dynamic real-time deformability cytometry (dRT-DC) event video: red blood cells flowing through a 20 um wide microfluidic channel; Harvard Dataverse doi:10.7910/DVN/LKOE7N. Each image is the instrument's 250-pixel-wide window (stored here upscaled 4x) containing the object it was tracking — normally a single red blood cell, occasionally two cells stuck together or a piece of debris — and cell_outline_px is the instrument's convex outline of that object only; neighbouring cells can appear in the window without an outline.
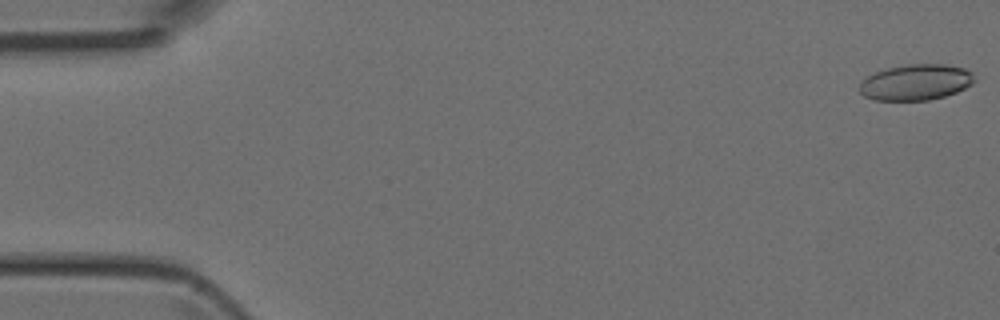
{"species": "Egyptian fruit bat (a non-hibernating species)", "species_latin": "Rousettus aegyptiacus", "temperature_condition": "room temperature", "stored_images_in_passage": 47, "camera_frame_rate_fps": 3000, "um_per_image_px": 0.085, "animal": {"sex": "female"}, "frame": {"image": 1, "passage_image": 1, "time_ms": 0.0, "image_size_px": [1000, 320], "cell_outline_px": [[976, 80], [972, 84], [956, 92], [944, 96], [928, 100], [872, 100], [864, 96], [860, 92], [860, 80], [876, 72], [888, 68], [908, 64], [944, 64], [964, 68], [972, 72]], "centroid_in_image_um": [77.85, 6.99], "position_along_channel_um": 7.2, "area_um2": 24.04}}
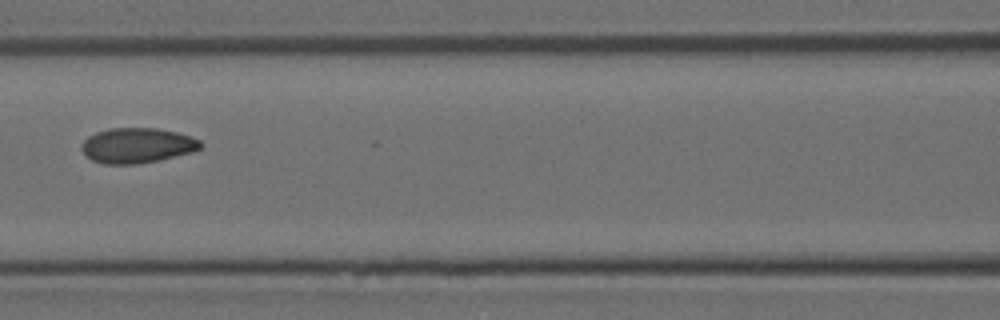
{"frame": {"image": 2, "passage_image": 21, "time_ms": 6.667, "image_size_px": [1000, 320], "cell_outline_px": [[204, 144], [200, 148], [192, 152], [160, 160], [136, 164], [104, 164], [92, 160], [80, 148], [84, 140], [88, 136], [96, 132], [112, 128], [156, 128], [176, 132], [200, 140]], "centroid_in_image_um": [11.66, 12.37], "position_along_channel_um": 154.9, "area_um2": 24.28}}
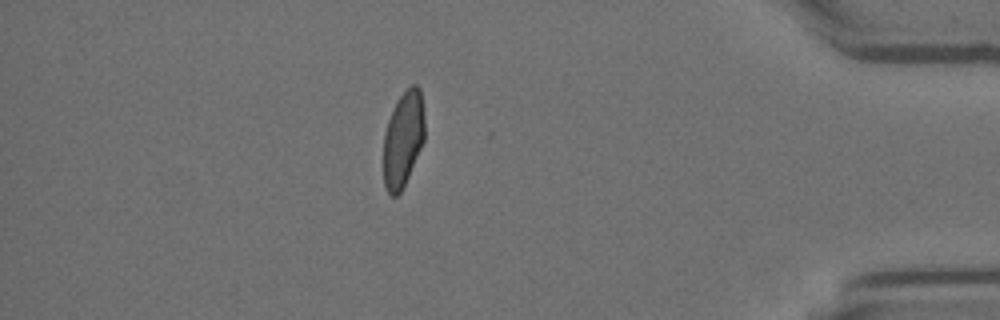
{"frame": {"image": 3, "passage_image": 41, "time_ms": 13.333, "image_size_px": [1000, 320], "cell_outline_px": [[424, 140], [408, 176], [400, 192], [396, 196], [392, 196], [388, 192], [384, 184], [384, 132], [388, 120], [396, 100], [412, 84], [416, 84], [420, 88], [424, 116]], "centroid_in_image_um": [34.26, 11.79], "position_along_channel_um": 400.9, "area_um2": 22.72}}